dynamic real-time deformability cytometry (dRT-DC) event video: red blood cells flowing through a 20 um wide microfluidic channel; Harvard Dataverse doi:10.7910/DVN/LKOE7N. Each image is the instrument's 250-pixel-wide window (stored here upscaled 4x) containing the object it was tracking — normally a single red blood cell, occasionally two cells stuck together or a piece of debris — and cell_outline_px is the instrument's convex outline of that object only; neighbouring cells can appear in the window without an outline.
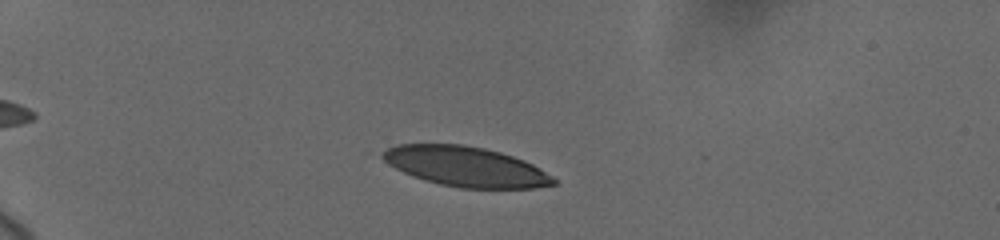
{"species": "human", "species_latin": "Homo sapiens", "temperature_condition": "cold", "stored_images_in_passage": 51, "camera_frame_rate_fps": 3000, "um_per_image_px": 0.085, "donor": {"sex": "female"}, "frame": {"image": 1, "passage_image": 6, "time_ms": 2.0, "image_size_px": [1000, 240], "cell_outline_px": [[556, 184], [532, 188], [460, 188], [440, 184], [424, 180], [412, 176], [388, 164], [376, 156], [380, 152], [396, 144], [464, 144], [484, 148], [500, 152], [524, 160], [540, 168], [552, 176], [556, 180]], "centroid_in_image_um": [39.54, 14.15], "position_along_channel_um": 45.5, "area_um2": 39.94}}
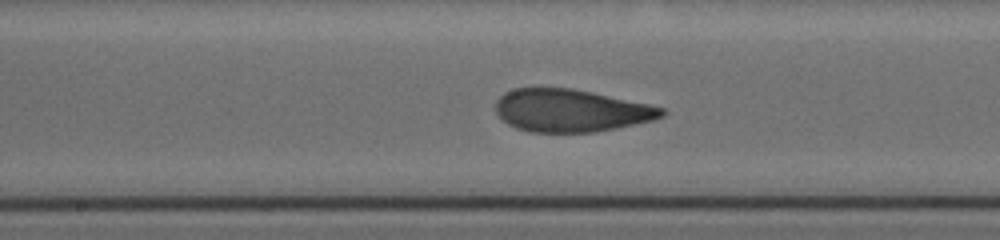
{"frame": {"image": 2, "passage_image": 21, "time_ms": 7.667, "image_size_px": [1000, 240], "cell_outline_px": [[668, 112], [664, 116], [652, 120], [616, 128], [596, 132], [528, 132], [516, 128], [508, 124], [496, 112], [496, 100], [504, 92], [512, 88], [572, 88], [592, 92], [648, 104], [664, 108]], "centroid_in_image_um": [48.51, 9.39], "position_along_channel_um": 199.7, "area_um2": 41.21}}
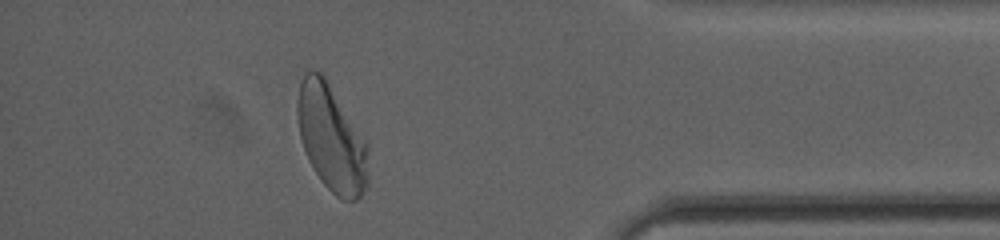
{"frame": {"image": 3, "passage_image": 40, "time_ms": 14.0, "image_size_px": [1000, 240], "cell_outline_px": [[368, 184], [360, 196], [356, 200], [340, 200], [320, 180], [312, 168], [308, 160], [300, 136], [296, 112], [296, 100], [300, 84], [304, 72], [320, 72], [324, 76], [368, 144]], "centroid_in_image_um": [28.17, 11.78], "position_along_channel_um": 407.0, "area_um2": 43.87}, "authors_computed_cell_mechanics": {"area_um2": 42.3674, "velocity_mm_per_s": 3.6733, "shape_relaxation_time_tau1_ms": 3.9566, "shape_relaxation_time_tau2_ms": 1.0455, "deformation_change_tau1": 0.1681, "deformation_change_tau2": 0.0792}}